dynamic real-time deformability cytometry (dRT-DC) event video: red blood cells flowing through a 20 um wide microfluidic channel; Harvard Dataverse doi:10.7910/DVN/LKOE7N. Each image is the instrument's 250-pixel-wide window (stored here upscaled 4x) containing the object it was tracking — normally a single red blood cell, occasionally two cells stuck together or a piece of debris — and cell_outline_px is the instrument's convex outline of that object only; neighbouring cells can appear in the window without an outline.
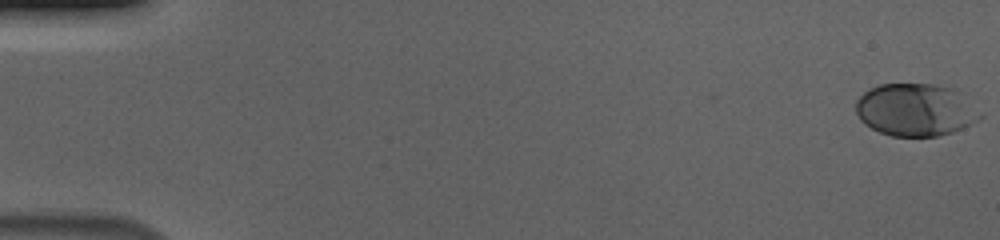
{"species": "human", "species_latin": "Homo sapiens", "temperature_condition": "cold", "stored_images_in_passage": 57, "camera_frame_rate_fps": 3000, "um_per_image_px": 0.085, "donor": {"sex": "male"}, "frame": {"image": 1, "passage_image": 1, "time_ms": 0.0, "image_size_px": [1000, 240], "cell_outline_px": [[984, 116], [964, 128], [952, 132], [936, 136], [892, 136], [880, 132], [864, 124], [860, 120], [856, 112], [856, 100], [868, 88], [880, 84], [936, 84], [952, 88], [964, 92], [984, 112]], "centroid_in_image_um": [77.9, 9.32], "position_along_channel_um": 7.1, "area_um2": 38.84}}
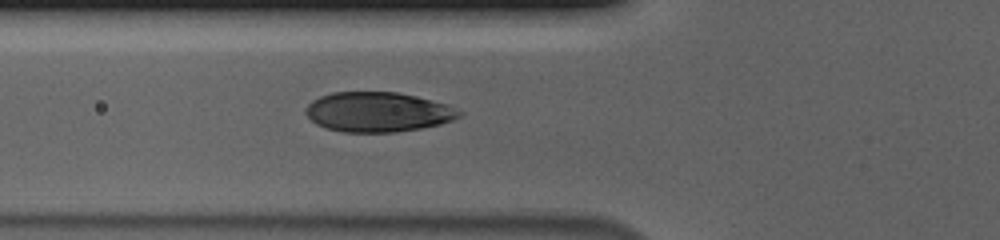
{"frame": {"image": 2, "passage_image": 22, "time_ms": 7.0, "image_size_px": [1000, 240], "cell_outline_px": [[464, 112], [460, 116], [452, 120], [440, 124], [420, 128], [396, 132], [344, 132], [324, 128], [316, 124], [304, 112], [304, 108], [312, 100], [320, 96], [332, 92], [396, 92], [416, 96], [448, 104]], "centroid_in_image_um": [32.11, 9.52], "position_along_channel_um": 93.7, "area_um2": 35.78}}
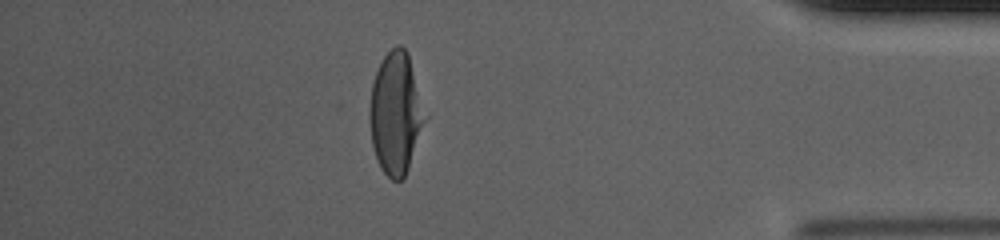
{"frame": {"image": 3, "passage_image": 50, "time_ms": 16.333, "image_size_px": [1000, 240], "cell_outline_px": [[428, 116], [408, 168], [404, 176], [400, 180], [392, 180], [380, 168], [372, 144], [368, 116], [368, 108], [372, 84], [376, 72], [384, 56], [396, 44], [400, 44], [408, 52]], "centroid_in_image_um": [33.65, 9.6], "position_along_channel_um": 401.6, "area_um2": 39.65}, "authors_computed_cell_mechanics": {"area_um2": 38.5526, "velocity_mm_per_s": 3.6804, "shape_relaxation_time_tau1_ms": 3.8544, "shape_relaxation_time_tau2_ms": null, "deformation_change_tau1": 0.1914, "deformation_change_tau2": null}}